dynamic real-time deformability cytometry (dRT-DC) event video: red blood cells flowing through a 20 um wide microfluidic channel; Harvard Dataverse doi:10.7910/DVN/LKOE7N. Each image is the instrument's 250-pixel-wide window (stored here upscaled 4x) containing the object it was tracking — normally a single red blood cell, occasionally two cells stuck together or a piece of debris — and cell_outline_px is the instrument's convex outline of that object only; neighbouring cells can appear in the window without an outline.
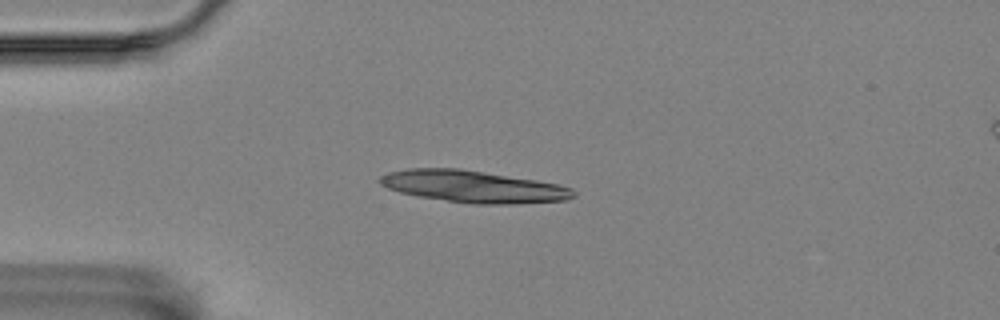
{"species": "Egyptian fruit bat (a non-hibernating species)", "species_latin": "Rousettus aegyptiacus", "temperature_condition": "room temperature", "stored_images_in_passage": 6, "camera_frame_rate_fps": 3000, "um_per_image_px": 0.085, "animal": {"sex": "female"}, "frame": {"image": 1, "passage_image": 4, "time_ms": 1.0, "image_size_px": [1000, 320], "cell_outline_px": [[576, 196], [564, 200], [516, 204], [472, 204], [416, 196], [400, 192], [388, 188], [380, 184], [376, 180], [380, 176], [388, 172], [408, 168], [460, 168], [536, 180], [560, 184], [572, 188], [576, 192]], "centroid_in_image_um": [40.22, 15.85], "position_along_channel_um": 44.8, "area_um2": 36.3}}